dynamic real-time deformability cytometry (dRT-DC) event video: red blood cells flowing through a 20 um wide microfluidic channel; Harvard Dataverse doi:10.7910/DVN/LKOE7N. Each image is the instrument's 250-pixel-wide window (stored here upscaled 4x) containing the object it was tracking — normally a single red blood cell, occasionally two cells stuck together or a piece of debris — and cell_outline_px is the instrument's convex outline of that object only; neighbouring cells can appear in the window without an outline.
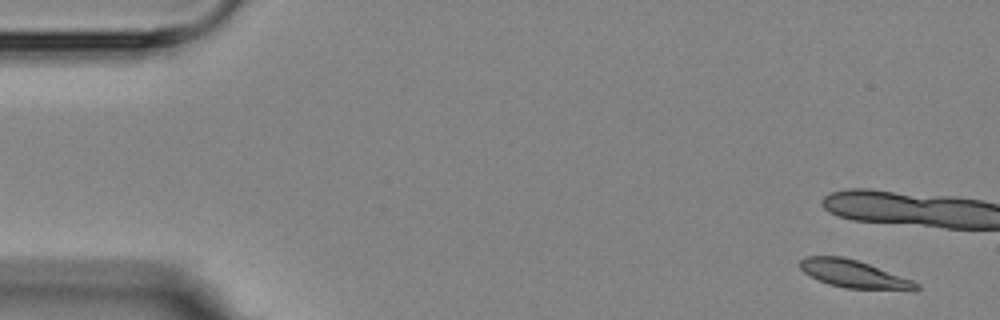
{"species": "Egyptian fruit bat (a non-hibernating species)", "species_latin": "Rousettus aegyptiacus", "temperature_condition": "room temperature", "stored_images_in_passage": 4, "camera_frame_rate_fps": 3000, "um_per_image_px": 0.085, "animal": {"sex": "female"}, "frame": {"image": 1, "passage_image": 1, "time_ms": 0.0, "image_size_px": [1000, 320], "cell_outline_px": [[920, 288], [916, 292], [844, 288], [828, 284], [804, 272], [800, 268], [800, 260], [804, 256], [840, 256], [856, 260], [868, 264], [912, 280], [920, 284]], "centroid_in_image_um": [72.66, 23.33], "position_along_channel_um": 12.3, "area_um2": 18.96}}